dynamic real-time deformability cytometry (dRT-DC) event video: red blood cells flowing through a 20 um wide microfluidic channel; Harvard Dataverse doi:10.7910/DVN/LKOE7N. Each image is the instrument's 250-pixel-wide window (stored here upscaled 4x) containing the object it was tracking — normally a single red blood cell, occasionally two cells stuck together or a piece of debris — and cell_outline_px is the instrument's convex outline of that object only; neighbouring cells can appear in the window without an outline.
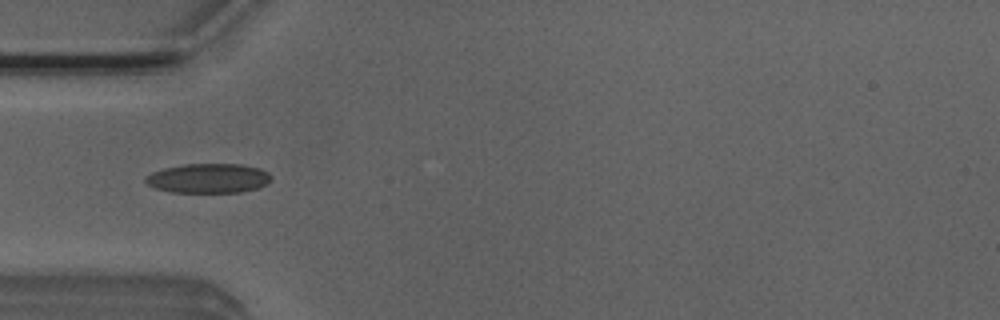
{"species": "Egyptian fruit bat (a non-hibernating species)", "species_latin": "Rousettus aegyptiacus", "temperature_condition": "room temperature", "stored_images_in_passage": 8, "camera_frame_rate_fps": 3000, "um_per_image_px": 0.085, "animal": {"sex": "male"}, "frame": {"image": 1, "passage_image": 5, "time_ms": 1.333, "image_size_px": [1000, 320], "cell_outline_px": [[272, 180], [268, 184], [260, 188], [240, 192], [172, 192], [156, 188], [148, 184], [144, 180], [144, 176], [152, 172], [164, 168], [184, 164], [240, 164], [260, 168], [268, 172], [272, 176]], "centroid_in_image_um": [17.75, 15.15], "position_along_channel_um": 67.2, "area_um2": 21.79}}